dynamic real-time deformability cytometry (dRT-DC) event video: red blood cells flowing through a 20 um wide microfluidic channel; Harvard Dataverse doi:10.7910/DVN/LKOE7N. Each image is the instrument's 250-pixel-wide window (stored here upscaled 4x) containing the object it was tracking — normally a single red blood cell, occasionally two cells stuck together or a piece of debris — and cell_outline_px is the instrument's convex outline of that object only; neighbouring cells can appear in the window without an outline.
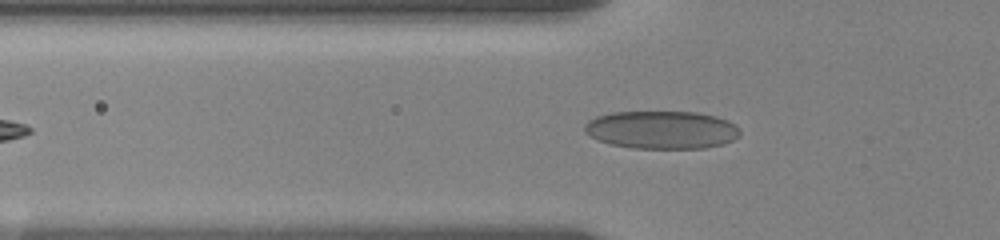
{"species": "human", "species_latin": "Homo sapiens", "temperature_condition": "room temperature", "stored_images_in_passage": 38, "camera_frame_rate_fps": 3000, "um_per_image_px": 0.085, "donor": {"sex": "female"}, "frame": {"image": 1, "passage_image": 4, "time_ms": 1.0, "image_size_px": [1000, 240], "cell_outline_px": [[740, 136], [724, 144], [704, 148], [632, 148], [612, 144], [596, 140], [588, 136], [584, 132], [584, 124], [588, 120], [596, 116], [612, 112], [696, 112], [716, 116], [728, 120], [740, 132]], "centroid_in_image_um": [56.2, 11.03], "position_along_channel_um": 69.6, "area_um2": 34.51}}
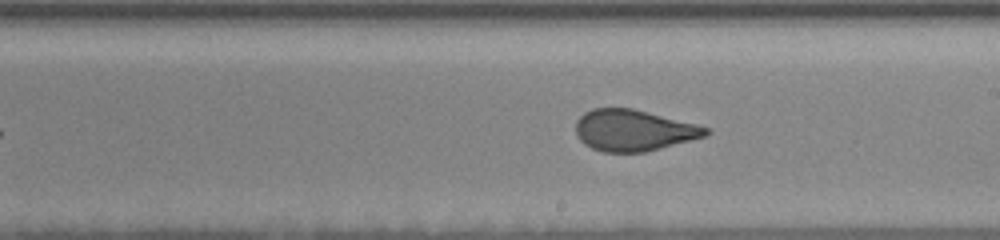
{"frame": {"image": 2, "passage_image": 18, "time_ms": 5.667, "image_size_px": [1000, 240], "cell_outline_px": [[712, 132], [704, 136], [692, 140], [644, 152], [600, 152], [584, 144], [580, 140], [576, 132], [576, 120], [584, 112], [592, 108], [632, 108], [696, 124], [708, 128]], "centroid_in_image_um": [53.83, 11.08], "position_along_channel_um": 235.2, "area_um2": 31.21}}
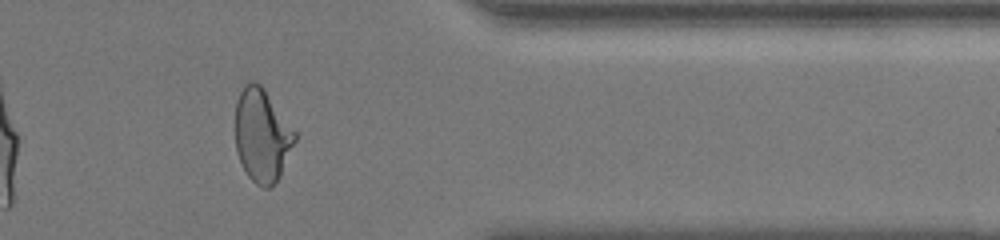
{"frame": {"image": 3, "passage_image": 32, "time_ms": 10.333, "image_size_px": [1000, 240], "cell_outline_px": [[296, 140], [280, 176], [268, 188], [264, 188], [256, 184], [248, 176], [236, 152], [236, 100], [244, 84], [248, 80], [256, 80], [264, 88], [296, 132]], "centroid_in_image_um": [22.27, 11.47], "position_along_channel_um": 389.1, "area_um2": 32.25}}